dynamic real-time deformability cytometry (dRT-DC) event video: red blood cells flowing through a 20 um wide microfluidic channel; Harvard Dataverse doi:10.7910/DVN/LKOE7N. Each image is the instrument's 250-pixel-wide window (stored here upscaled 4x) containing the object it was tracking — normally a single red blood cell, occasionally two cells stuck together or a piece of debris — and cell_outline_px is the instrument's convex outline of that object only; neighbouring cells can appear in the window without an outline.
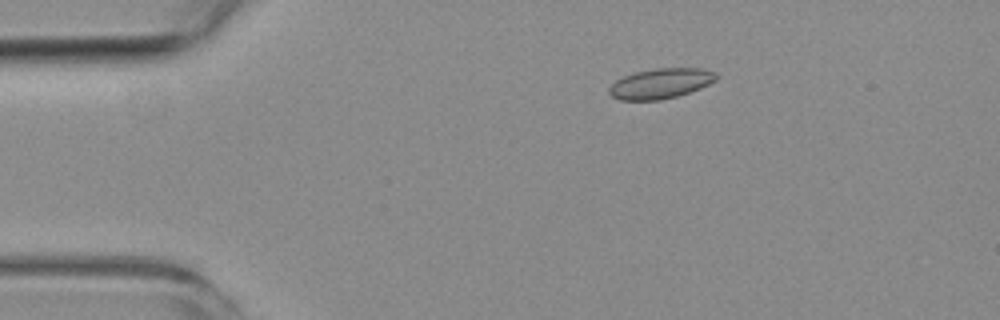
{"species": "common noctule bat (a hibernating species)", "species_latin": "Nyctalus noctula", "temperature_condition": "room temperature", "stored_images_in_passage": 2, "camera_frame_rate_fps": 3000, "um_per_image_px": 0.085, "animal": {"sex": "female", "body_mass_g": 19.3, "forearm_length_mm": 54.1}, "frame": {"image": 1, "passage_image": 1, "time_ms": 0.0, "image_size_px": [1000, 320], "cell_outline_px": [[720, 76], [716, 80], [700, 88], [676, 96], [660, 100], [620, 100], [612, 96], [608, 92], [608, 88], [616, 80], [624, 76], [636, 72], [656, 68], [704, 68], [716, 72]], "centroid_in_image_um": [56.17, 7.09], "position_along_channel_um": 28.8, "area_um2": 18.84}}